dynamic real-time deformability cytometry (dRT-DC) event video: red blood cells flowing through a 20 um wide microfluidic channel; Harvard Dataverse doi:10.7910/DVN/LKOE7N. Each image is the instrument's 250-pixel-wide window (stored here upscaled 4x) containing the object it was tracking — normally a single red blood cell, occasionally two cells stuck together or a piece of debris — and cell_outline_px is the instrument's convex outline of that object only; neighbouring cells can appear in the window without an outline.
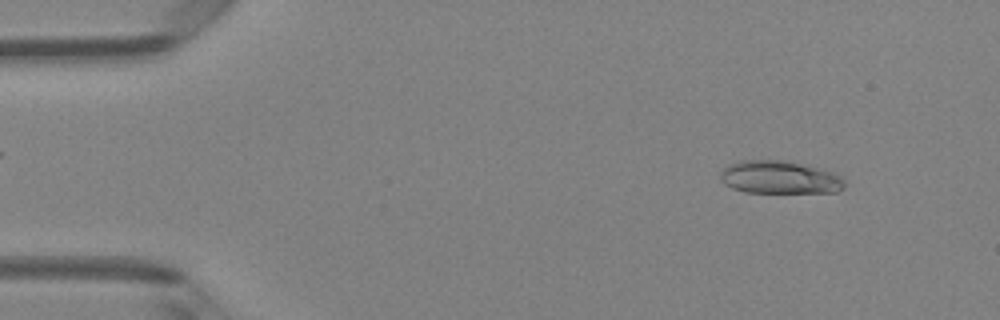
{"species": "Egyptian fruit bat (a non-hibernating species)", "species_latin": "Rousettus aegyptiacus", "temperature_condition": "room temperature", "stored_images_in_passage": 7, "camera_frame_rate_fps": 3000, "um_per_image_px": 0.085, "animal": {"sex": "female"}, "frame": {"image": 1, "passage_image": 2, "time_ms": 1.0, "image_size_px": [1000, 320], "cell_outline_px": [[844, 188], [836, 192], [744, 192], [732, 188], [724, 184], [720, 180], [720, 168], [728, 164], [740, 160], [788, 160], [836, 172], [844, 180]], "centroid_in_image_um": [66.24, 15.06], "position_along_channel_um": 18.8, "area_um2": 24.22}}
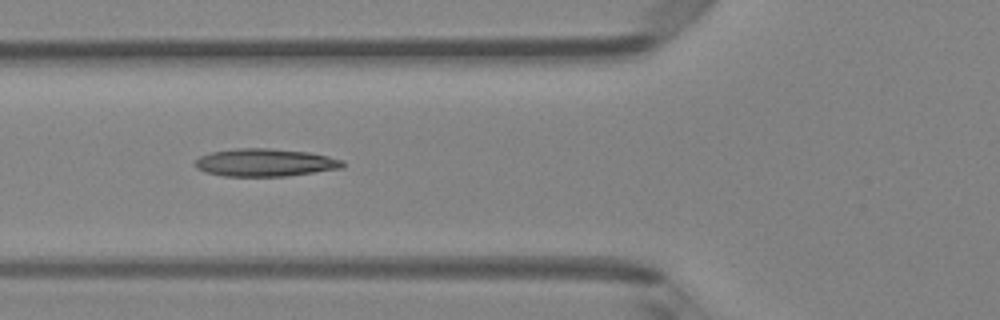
{"frame": {"image": 2, "passage_image": 5, "time_ms": 5.333, "image_size_px": [1000, 320], "cell_outline_px": [[344, 168], [288, 176], [224, 176], [204, 172], [196, 168], [192, 164], [200, 156], [212, 152], [236, 148], [268, 148], [308, 152], [328, 156], [344, 160]], "centroid_in_image_um": [22.53, 13.82], "position_along_channel_um": 103.3, "area_um2": 24.04}}
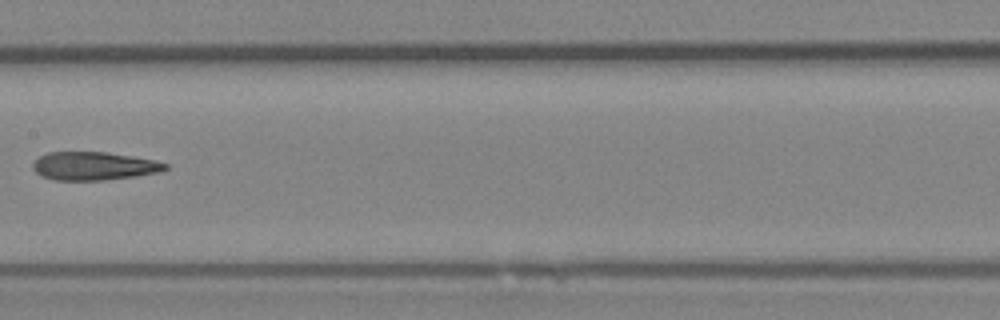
{"frame": {"image": 3, "passage_image": 7, "time_ms": 7.667, "image_size_px": [1000, 320], "cell_outline_px": [[168, 168], [156, 172], [136, 176], [104, 180], [52, 180], [40, 176], [32, 168], [32, 164], [40, 156], [48, 152], [108, 152], [156, 160], [168, 164]], "centroid_in_image_um": [7.95, 14.11], "position_along_channel_um": 199.4, "area_um2": 21.85}}